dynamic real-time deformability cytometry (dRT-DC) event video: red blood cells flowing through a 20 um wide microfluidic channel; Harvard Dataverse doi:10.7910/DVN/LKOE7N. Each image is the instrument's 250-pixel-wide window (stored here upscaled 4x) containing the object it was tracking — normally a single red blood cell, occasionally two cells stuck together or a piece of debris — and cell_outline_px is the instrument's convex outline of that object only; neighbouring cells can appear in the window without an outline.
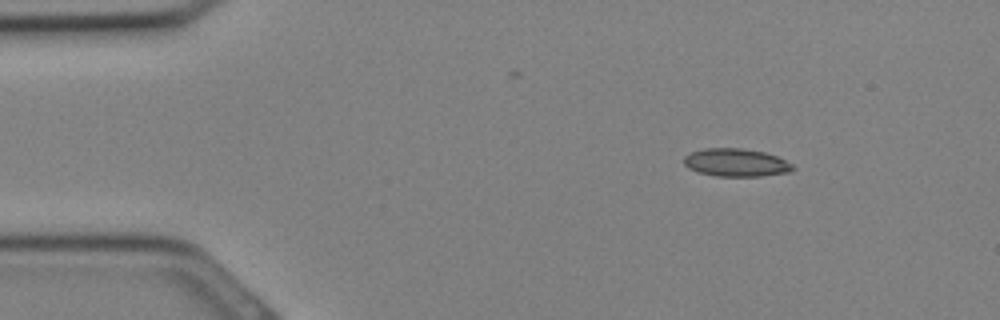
{"species": "Egyptian fruit bat (a non-hibernating species)", "species_latin": "Rousettus aegyptiacus", "temperature_condition": "cold", "stored_images_in_passage": 8, "camera_frame_rate_fps": 3000, "um_per_image_px": 0.085, "animal": {"sex": "female"}, "frame": {"image": 1, "passage_image": 1, "time_ms": 0.0, "image_size_px": [1000, 320], "cell_outline_px": [[796, 168], [792, 172], [760, 176], [716, 176], [696, 172], [688, 168], [684, 164], [684, 156], [692, 152], [704, 148], [740, 148], [764, 152], [776, 156], [792, 164]], "centroid_in_image_um": [62.56, 13.83], "position_along_channel_um": 22.4, "area_um2": 17.8}}
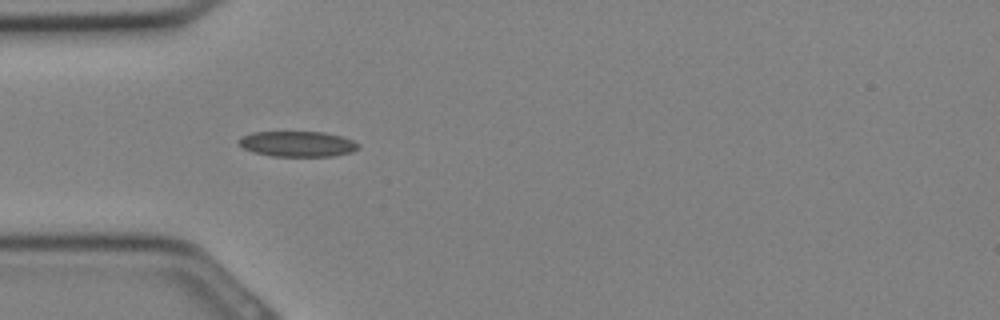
{"frame": {"image": 2, "passage_image": 6, "time_ms": 1.667, "image_size_px": [1000, 320], "cell_outline_px": [[360, 148], [352, 152], [332, 156], [272, 156], [252, 152], [236, 144], [236, 140], [240, 136], [252, 132], [324, 132], [340, 136], [352, 140], [360, 144]], "centroid_in_image_um": [25.24, 12.23], "position_along_channel_um": 59.8, "area_um2": 17.98}}
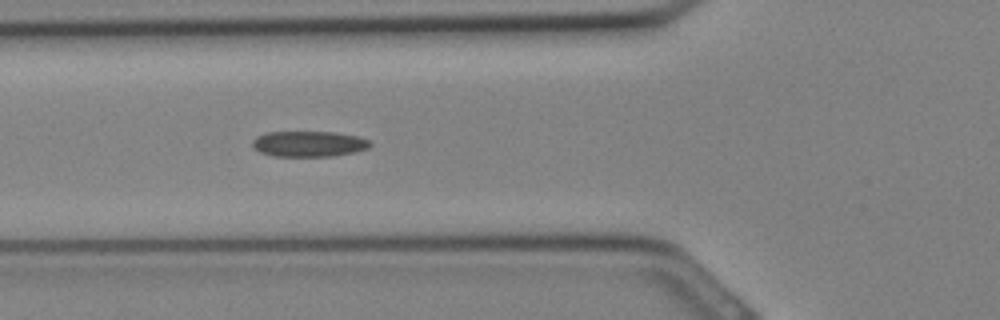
{"frame": {"image": 3, "passage_image": 8, "time_ms": 2.333, "image_size_px": [1000, 320], "cell_outline_px": [[372, 144], [368, 148], [352, 152], [332, 156], [272, 156], [260, 152], [252, 148], [252, 140], [256, 136], [268, 132], [336, 132], [356, 136], [368, 140]], "centroid_in_image_um": [26.19, 12.23], "position_along_channel_um": 99.6, "area_um2": 17.57}}